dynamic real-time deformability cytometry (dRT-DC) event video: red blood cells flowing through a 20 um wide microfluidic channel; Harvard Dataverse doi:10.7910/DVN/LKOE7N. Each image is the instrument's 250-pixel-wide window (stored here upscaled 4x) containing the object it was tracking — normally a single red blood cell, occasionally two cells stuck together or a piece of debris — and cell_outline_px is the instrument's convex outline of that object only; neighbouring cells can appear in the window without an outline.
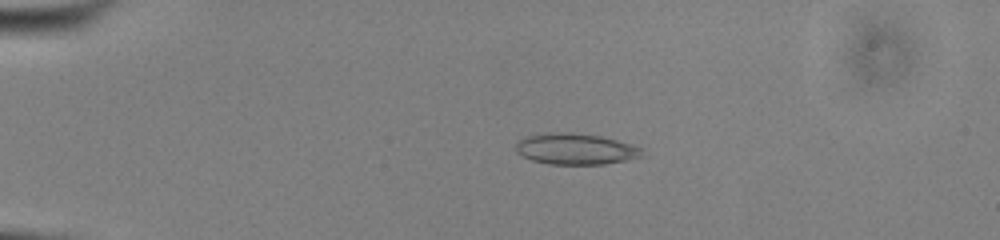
{"species": "common noctule bat (a hibernating species)", "species_latin": "Nyctalus noctula", "temperature_condition": "cold", "stored_images_in_passage": 54, "camera_frame_rate_fps": 3000, "um_per_image_px": 0.085, "animal": {"sex": "male", "body_mass_g": 13.0, "forearm_length_mm": 53.1}, "frame": {"image": 1, "passage_image": 13, "time_ms": 4.0, "image_size_px": [1000, 240], "cell_outline_px": [[648, 156], [604, 164], [548, 164], [532, 160], [516, 152], [516, 144], [524, 136], [552, 132], [572, 132], [600, 136], [632, 144], [644, 148]], "centroid_in_image_um": [49.0, 12.66], "position_along_channel_um": 36.0, "area_um2": 23.18}}
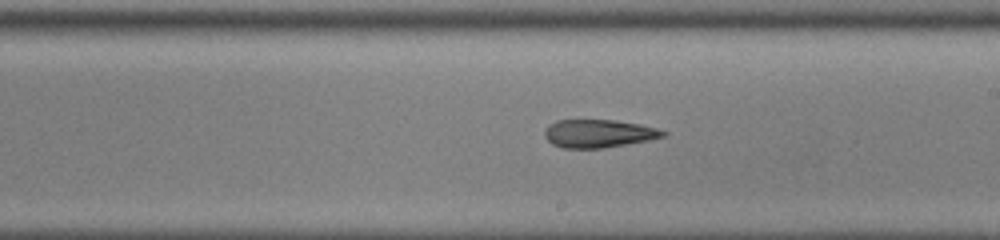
{"frame": {"image": 2, "passage_image": 33, "time_ms": 10.667, "image_size_px": [1000, 240], "cell_outline_px": [[668, 132], [664, 136], [648, 140], [600, 148], [564, 148], [552, 144], [544, 136], [544, 128], [548, 124], [556, 120], [616, 120], [640, 124], [656, 128]], "centroid_in_image_um": [50.83, 11.34], "position_along_channel_um": 238.2, "area_um2": 19.31}}
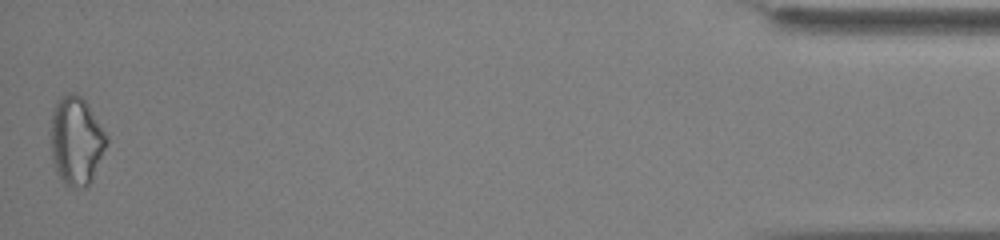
{"frame": {"image": 3, "passage_image": 54, "time_ms": 17.667, "image_size_px": [1000, 240], "cell_outline_px": [[108, 140], [92, 180], [84, 188], [72, 188], [64, 184], [56, 172], [52, 160], [52, 108], [56, 100], [68, 92], [76, 92], [88, 104], [108, 136]], "centroid_in_image_um": [6.48, 11.95], "position_along_channel_um": 428.7, "area_um2": 28.78}}